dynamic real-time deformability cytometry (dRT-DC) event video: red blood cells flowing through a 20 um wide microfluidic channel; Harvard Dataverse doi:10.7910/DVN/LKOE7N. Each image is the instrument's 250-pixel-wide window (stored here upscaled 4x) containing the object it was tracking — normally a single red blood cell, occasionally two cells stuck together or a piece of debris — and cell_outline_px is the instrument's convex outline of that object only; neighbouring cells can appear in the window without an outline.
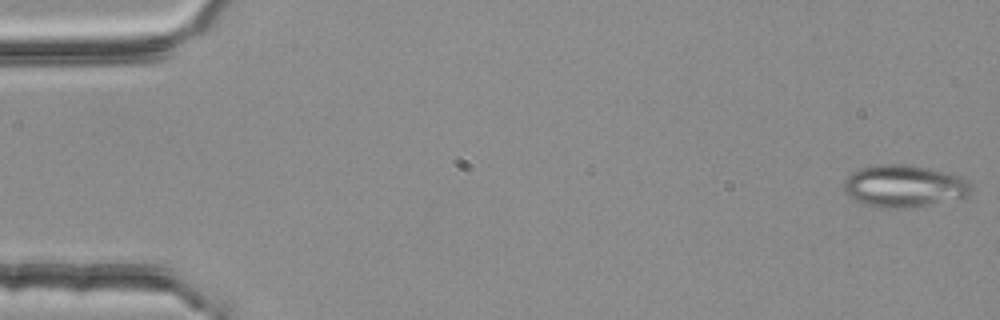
{"species": "common noctule bat (a hibernating species)", "species_latin": "Nyctalus noctula", "temperature_condition": "room temperature", "stored_images_in_passage": 5, "camera_frame_rate_fps": 3000, "um_per_image_px": 0.085, "animal": {"sex": "female", "body_mass_g": 25.1}, "frame": {"image": 1, "passage_image": 1, "time_ms": 0.0, "image_size_px": [1000, 320], "cell_outline_px": [[972, 188], [968, 196], [904, 208], [880, 208], [864, 204], [848, 196], [844, 192], [844, 180], [852, 172], [860, 168], [872, 164], [904, 164], [928, 168], [964, 176], [968, 180]], "centroid_in_image_um": [76.82, 15.79], "position_along_channel_um": 8.2, "area_um2": 31.27}}
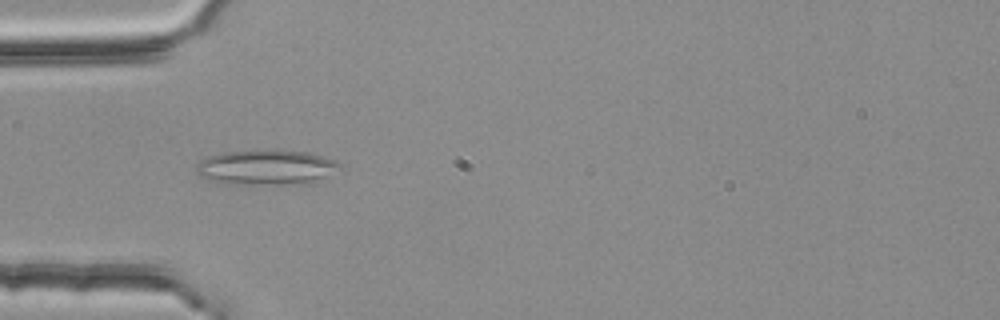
{"frame": {"image": 2, "passage_image": 4, "time_ms": 1.0, "image_size_px": [1000, 320], "cell_outline_px": [[340, 168], [308, 184], [228, 184], [208, 180], [200, 176], [196, 172], [196, 164], [200, 160], [208, 156], [220, 152], [308, 152], [336, 160], [340, 164]], "centroid_in_image_um": [22.57, 14.26], "position_along_channel_um": 62.4, "area_um2": 28.61}}